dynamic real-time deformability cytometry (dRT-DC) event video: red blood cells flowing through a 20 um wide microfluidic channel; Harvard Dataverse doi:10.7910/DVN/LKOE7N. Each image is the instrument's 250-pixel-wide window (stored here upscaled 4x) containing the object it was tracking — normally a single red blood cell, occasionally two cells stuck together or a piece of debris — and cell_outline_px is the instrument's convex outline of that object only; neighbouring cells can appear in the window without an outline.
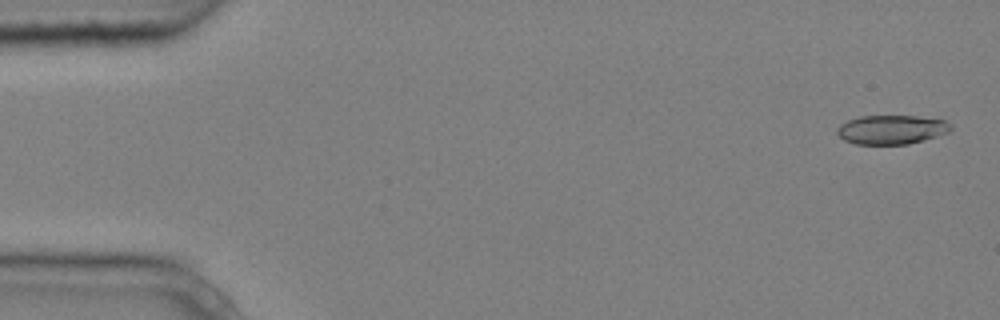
{"species": "common noctule bat (a hibernating species)", "species_latin": "Nyctalus noctula", "temperature_condition": "cold", "stored_images_in_passage": 4, "camera_frame_rate_fps": 3000, "um_per_image_px": 0.085, "animal": {"sex": "male", "body_mass_g": 20.4}, "frame": {"image": 1, "passage_image": 1, "time_ms": 0.0, "image_size_px": [1000, 320], "cell_outline_px": [[952, 128], [948, 132], [924, 140], [908, 144], [856, 144], [844, 140], [836, 132], [836, 128], [840, 124], [848, 120], [860, 116], [916, 116], [944, 120], [952, 124]], "centroid_in_image_um": [75.77, 11.01], "position_along_channel_um": 9.2, "area_um2": 19.25}}
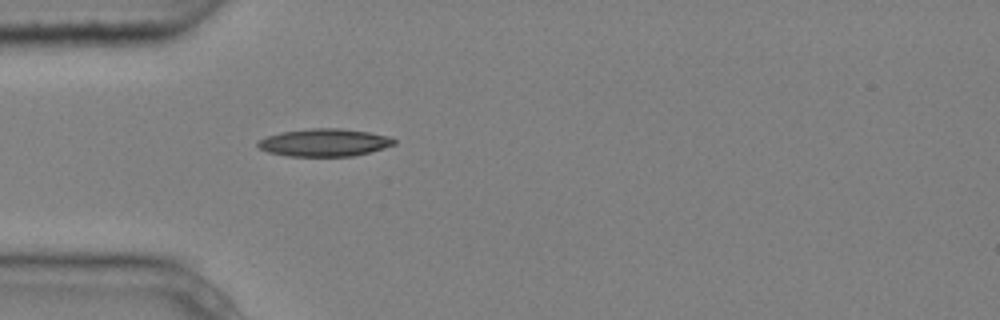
{"frame": {"image": 2, "passage_image": 4, "time_ms": 1.0, "image_size_px": [1000, 320], "cell_outline_px": [[396, 144], [368, 152], [352, 156], [288, 156], [268, 152], [260, 148], [256, 144], [256, 140], [280, 132], [312, 128], [340, 128], [368, 132], [392, 136], [396, 140]], "centroid_in_image_um": [27.56, 12.11], "position_along_channel_um": 57.4, "area_um2": 21.96}}